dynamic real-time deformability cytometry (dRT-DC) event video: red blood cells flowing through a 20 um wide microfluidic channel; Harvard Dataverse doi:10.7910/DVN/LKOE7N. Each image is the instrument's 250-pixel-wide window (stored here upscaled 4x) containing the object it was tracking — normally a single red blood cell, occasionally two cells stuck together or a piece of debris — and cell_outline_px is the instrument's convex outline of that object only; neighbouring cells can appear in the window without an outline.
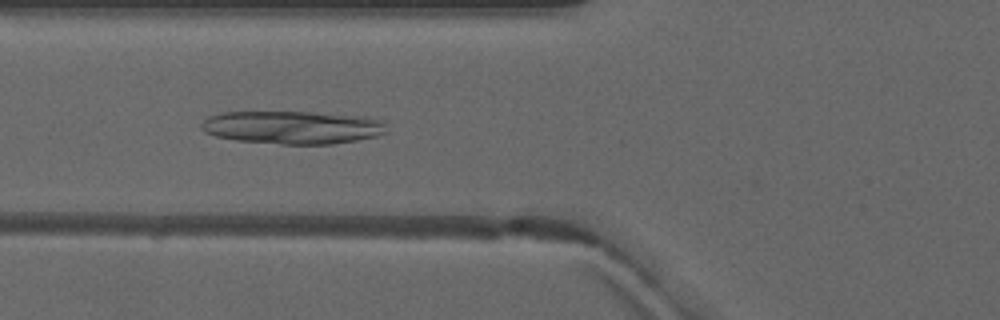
{"species": "common noctule bat (a hibernating species)", "species_latin": "Nyctalus noctula", "temperature_condition": "warm", "stored_images_in_passage": 5, "camera_frame_rate_fps": 3000, "um_per_image_px": 0.085, "animal": {"sex": "male", "forearm_length_mm": 52.5}, "frame": {"image": 1, "passage_image": 5, "time_ms": 4.667, "image_size_px": [1000, 320], "cell_outline_px": [[388, 132], [376, 136], [356, 140], [332, 144], [280, 144], [236, 140], [216, 136], [204, 132], [200, 128], [200, 124], [208, 116], [224, 112], [308, 112], [368, 116], [384, 120]], "centroid_in_image_um": [24.89, 10.82], "position_along_channel_um": 100.9, "area_um2": 35.95}}